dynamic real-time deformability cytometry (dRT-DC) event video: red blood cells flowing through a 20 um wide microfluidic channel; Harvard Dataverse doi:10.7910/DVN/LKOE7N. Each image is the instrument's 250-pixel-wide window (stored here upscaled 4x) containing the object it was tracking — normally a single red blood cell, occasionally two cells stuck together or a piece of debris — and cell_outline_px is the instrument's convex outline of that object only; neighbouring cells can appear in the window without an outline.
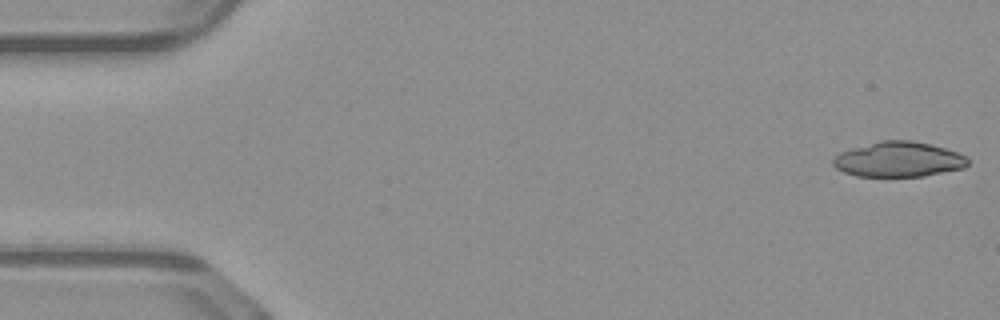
{"species": "common noctule bat (a hibernating species)", "species_latin": "Nyctalus noctula", "temperature_condition": "warm", "stored_images_in_passage": 49, "segment_of_instrument_passage": [1, 2], "camera_frame_rate_fps": 3000, "um_per_image_px": 0.085, "animal": {"sex": "male", "body_mass_g": 23.1, "forearm_length_mm": 52.7}, "frame": {"image": 1, "passage_image": 1, "time_ms": 0.0, "image_size_px": [1000, 320], "cell_outline_px": [[968, 164], [964, 168], [924, 176], [856, 176], [844, 172], [836, 168], [832, 164], [832, 160], [840, 152], [852, 148], [880, 140], [912, 140], [932, 144], [968, 156]], "centroid_in_image_um": [76.39, 13.54], "position_along_channel_um": 8.6, "area_um2": 27.63}}